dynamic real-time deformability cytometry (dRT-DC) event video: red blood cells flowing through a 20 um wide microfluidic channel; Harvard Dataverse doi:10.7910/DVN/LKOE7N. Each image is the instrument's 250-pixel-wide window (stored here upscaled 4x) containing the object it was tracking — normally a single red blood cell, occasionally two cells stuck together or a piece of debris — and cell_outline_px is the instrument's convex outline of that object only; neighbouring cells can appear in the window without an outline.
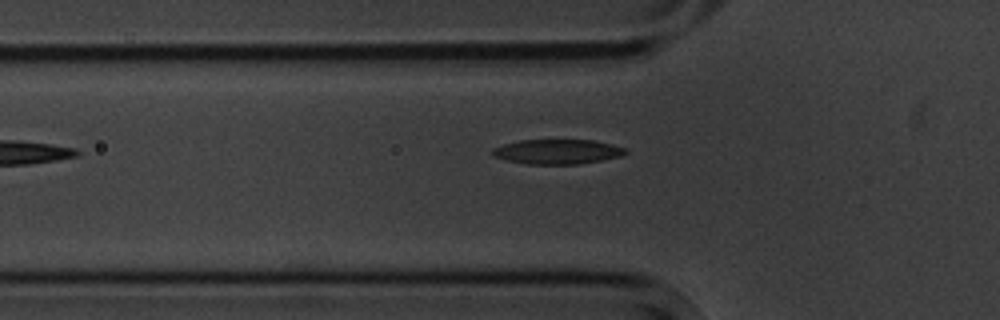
{"species": "common noctule bat (a hibernating species)", "species_latin": "Nyctalus noctula", "temperature_condition": "cold", "stored_images_in_passage": 3, "camera_frame_rate_fps": 3000, "um_per_image_px": 0.085, "animal": {"sex": "male", "body_mass_g": 20.1, "forearm_length_mm": 53.5}, "frame": {"image": 1, "passage_image": 3, "time_ms": 2.333, "image_size_px": [1000, 320], "cell_outline_px": [[628, 152], [624, 156], [580, 164], [528, 164], [504, 160], [492, 156], [492, 148], [504, 144], [520, 140], [592, 140], [612, 144], [628, 148]], "centroid_in_image_um": [47.41, 12.89], "position_along_channel_um": 78.4, "area_um2": 19.42}}